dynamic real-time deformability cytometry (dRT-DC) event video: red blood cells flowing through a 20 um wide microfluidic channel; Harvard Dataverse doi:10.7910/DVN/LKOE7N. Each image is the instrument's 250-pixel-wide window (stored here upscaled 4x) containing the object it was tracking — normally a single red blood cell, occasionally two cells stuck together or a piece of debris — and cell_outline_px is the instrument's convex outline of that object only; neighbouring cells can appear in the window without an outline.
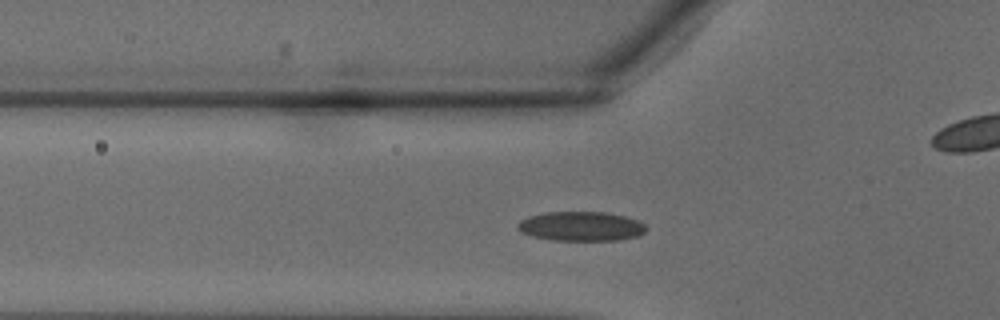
{"species": "common noctule bat (a hibernating species)", "species_latin": "Nyctalus noctula", "temperature_condition": "warm", "stored_images_in_passage": 30, "camera_frame_rate_fps": 3000, "um_per_image_px": 0.085, "animal": {"sex": "male", "body_mass_g": 18.8}, "frame": {"image": 1, "passage_image": 5, "time_ms": 1.333, "image_size_px": [1000, 320], "cell_outline_px": [[648, 228], [644, 232], [636, 236], [616, 240], [552, 240], [532, 236], [520, 232], [516, 228], [516, 224], [520, 220], [528, 216], [548, 212], [604, 212], [624, 216], [636, 220], [644, 224]], "centroid_in_image_um": [49.34, 19.23], "position_along_channel_um": 76.5, "area_um2": 21.96}}
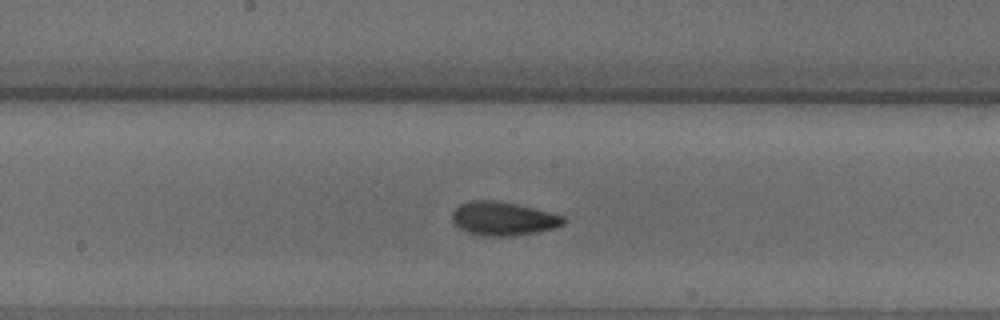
{"frame": {"image": 2, "passage_image": 12, "time_ms": 3.667, "image_size_px": [1000, 320], "cell_outline_px": [[568, 220], [564, 224], [556, 228], [536, 232], [512, 236], [488, 236], [468, 232], [460, 228], [452, 220], [452, 212], [460, 204], [468, 200], [496, 200], [516, 204], [564, 216]], "centroid_in_image_um": [42.78, 18.58], "position_along_channel_um": 205.4, "area_um2": 21.79}}
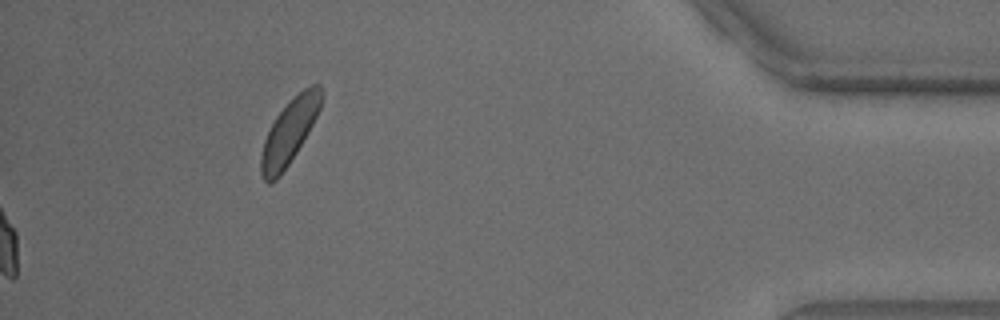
{"frame": {"image": 3, "passage_image": 30, "time_ms": 9.667, "image_size_px": [1000, 320], "cell_outline_px": [[324, 92], [320, 108], [308, 132], [296, 152], [280, 176], [276, 180], [268, 184], [264, 180], [260, 172], [260, 156], [264, 140], [276, 116], [304, 88], [312, 84], [320, 84]], "centroid_in_image_um": [24.59, 11.21], "position_along_channel_um": 410.6, "area_um2": 22.2}}